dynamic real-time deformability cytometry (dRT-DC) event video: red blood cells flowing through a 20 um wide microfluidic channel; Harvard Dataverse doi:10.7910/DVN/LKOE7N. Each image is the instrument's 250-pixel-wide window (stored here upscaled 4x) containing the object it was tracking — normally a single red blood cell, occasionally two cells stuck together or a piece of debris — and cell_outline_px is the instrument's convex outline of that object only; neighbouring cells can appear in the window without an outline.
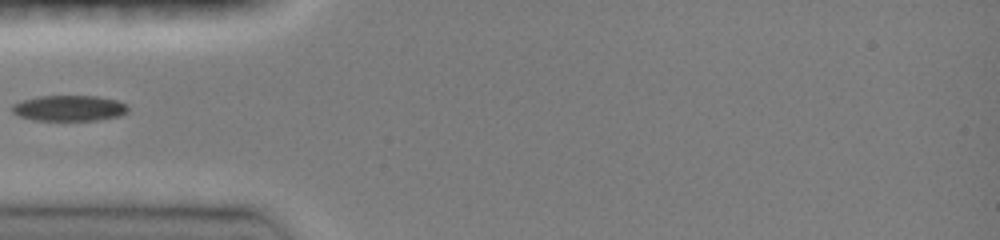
{"species": "common noctule bat (a hibernating species)", "species_latin": "Nyctalus noctula", "temperature_condition": "room temperature", "stored_images_in_passage": 30, "camera_frame_rate_fps": 3000, "um_per_image_px": 0.085, "animal": {"sex": "female", "body_mass_g": 19.0, "forearm_length_mm": 51.5}, "frame": {"image": 1, "passage_image": 1, "time_ms": 0.0, "image_size_px": [1000, 240], "cell_outline_px": [[128, 112], [120, 116], [96, 120], [32, 120], [20, 116], [12, 112], [12, 104], [24, 100], [40, 96], [96, 96], [116, 100], [124, 104], [128, 108]], "centroid_in_image_um": [5.88, 9.2], "position_along_channel_um": 79.1, "area_um2": 17.22}}
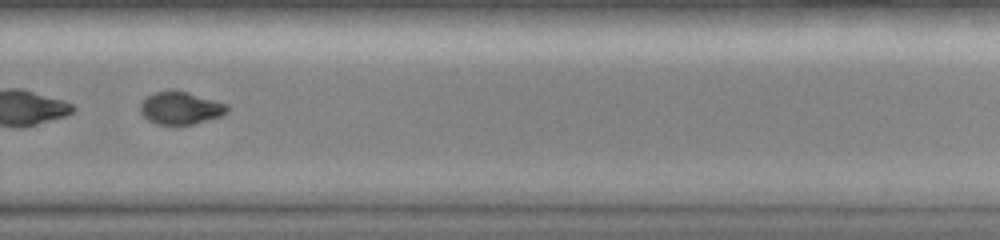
{"frame": {"image": 2, "passage_image": 18, "time_ms": 5.667, "image_size_px": [1000, 240], "cell_outline_px": [[228, 112], [220, 116], [192, 124], [156, 124], [148, 120], [140, 112], [140, 104], [152, 92], [188, 92], [228, 104]], "centroid_in_image_um": [15.35, 9.2], "position_along_channel_um": 314.4, "area_um2": 16.13}}